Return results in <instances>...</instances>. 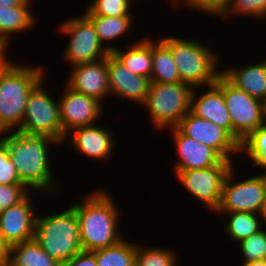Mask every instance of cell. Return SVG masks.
Masks as SVG:
<instances>
[{"mask_svg":"<svg viewBox=\"0 0 266 266\" xmlns=\"http://www.w3.org/2000/svg\"><path fill=\"white\" fill-rule=\"evenodd\" d=\"M0 138L7 144L9 158L21 182L30 190L39 194L42 191L41 194L50 196L65 187L53 176L49 157L50 147H62L60 142L49 136L28 135L19 131L1 133Z\"/></svg>","mask_w":266,"mask_h":266,"instance_id":"1","label":"cell"},{"mask_svg":"<svg viewBox=\"0 0 266 266\" xmlns=\"http://www.w3.org/2000/svg\"><path fill=\"white\" fill-rule=\"evenodd\" d=\"M81 199L71 205L79 222L82 251L114 246L126 237L118 229L122 211L110 192L93 189Z\"/></svg>","mask_w":266,"mask_h":266,"instance_id":"2","label":"cell"},{"mask_svg":"<svg viewBox=\"0 0 266 266\" xmlns=\"http://www.w3.org/2000/svg\"><path fill=\"white\" fill-rule=\"evenodd\" d=\"M45 69L9 61L0 71V134L21 127L30 92L46 77Z\"/></svg>","mask_w":266,"mask_h":266,"instance_id":"3","label":"cell"},{"mask_svg":"<svg viewBox=\"0 0 266 266\" xmlns=\"http://www.w3.org/2000/svg\"><path fill=\"white\" fill-rule=\"evenodd\" d=\"M159 39L171 50L182 82L193 88L207 87L215 84L222 74V70H219L222 69V56L214 48L208 47V44L173 35H165Z\"/></svg>","mask_w":266,"mask_h":266,"instance_id":"4","label":"cell"},{"mask_svg":"<svg viewBox=\"0 0 266 266\" xmlns=\"http://www.w3.org/2000/svg\"><path fill=\"white\" fill-rule=\"evenodd\" d=\"M34 239L60 264L81 252L79 222L72 205L56 214L37 213Z\"/></svg>","mask_w":266,"mask_h":266,"instance_id":"5","label":"cell"},{"mask_svg":"<svg viewBox=\"0 0 266 266\" xmlns=\"http://www.w3.org/2000/svg\"><path fill=\"white\" fill-rule=\"evenodd\" d=\"M193 87L184 82H151L144 107L157 131L175 127L190 111ZM146 107V108H145Z\"/></svg>","mask_w":266,"mask_h":266,"instance_id":"6","label":"cell"},{"mask_svg":"<svg viewBox=\"0 0 266 266\" xmlns=\"http://www.w3.org/2000/svg\"><path fill=\"white\" fill-rule=\"evenodd\" d=\"M46 79L43 78L31 90L21 127L17 131L28 135L49 136L64 147L66 135L60 120L59 103L56 97H52L46 91L48 89L44 88Z\"/></svg>","mask_w":266,"mask_h":266,"instance_id":"7","label":"cell"},{"mask_svg":"<svg viewBox=\"0 0 266 266\" xmlns=\"http://www.w3.org/2000/svg\"><path fill=\"white\" fill-rule=\"evenodd\" d=\"M223 92L232 124V137L241 144L266 123L264 102L234 86L223 74L215 83Z\"/></svg>","mask_w":266,"mask_h":266,"instance_id":"8","label":"cell"},{"mask_svg":"<svg viewBox=\"0 0 266 266\" xmlns=\"http://www.w3.org/2000/svg\"><path fill=\"white\" fill-rule=\"evenodd\" d=\"M65 20L58 26L59 32L69 37L62 50L63 61L73 66L98 61L110 54L100 42L92 22L84 14Z\"/></svg>","mask_w":266,"mask_h":266,"instance_id":"9","label":"cell"},{"mask_svg":"<svg viewBox=\"0 0 266 266\" xmlns=\"http://www.w3.org/2000/svg\"><path fill=\"white\" fill-rule=\"evenodd\" d=\"M233 165L232 161L223 159L219 164L208 168L172 172L193 199L215 213L221 202L225 177Z\"/></svg>","mask_w":266,"mask_h":266,"instance_id":"10","label":"cell"},{"mask_svg":"<svg viewBox=\"0 0 266 266\" xmlns=\"http://www.w3.org/2000/svg\"><path fill=\"white\" fill-rule=\"evenodd\" d=\"M235 166L236 164L233 165L225 177L221 202L216 212L263 214L264 186L262 176L258 173L250 178L238 180Z\"/></svg>","mask_w":266,"mask_h":266,"instance_id":"11","label":"cell"},{"mask_svg":"<svg viewBox=\"0 0 266 266\" xmlns=\"http://www.w3.org/2000/svg\"><path fill=\"white\" fill-rule=\"evenodd\" d=\"M183 135L214 149L224 160L240 156V144L222 127L189 111L175 126ZM239 153V154H238Z\"/></svg>","mask_w":266,"mask_h":266,"instance_id":"12","label":"cell"},{"mask_svg":"<svg viewBox=\"0 0 266 266\" xmlns=\"http://www.w3.org/2000/svg\"><path fill=\"white\" fill-rule=\"evenodd\" d=\"M63 89V94L60 95L58 103L60 120L65 135L78 127L99 124L97 120L104 112V105L100 101L76 92L67 85Z\"/></svg>","mask_w":266,"mask_h":266,"instance_id":"13","label":"cell"},{"mask_svg":"<svg viewBox=\"0 0 266 266\" xmlns=\"http://www.w3.org/2000/svg\"><path fill=\"white\" fill-rule=\"evenodd\" d=\"M31 193L0 214V231L8 247L34 239L37 213Z\"/></svg>","mask_w":266,"mask_h":266,"instance_id":"14","label":"cell"},{"mask_svg":"<svg viewBox=\"0 0 266 266\" xmlns=\"http://www.w3.org/2000/svg\"><path fill=\"white\" fill-rule=\"evenodd\" d=\"M69 68L71 69L68 70L70 75L65 85L104 104V100L110 96L107 57L94 62L69 66Z\"/></svg>","mask_w":266,"mask_h":266,"instance_id":"15","label":"cell"},{"mask_svg":"<svg viewBox=\"0 0 266 266\" xmlns=\"http://www.w3.org/2000/svg\"><path fill=\"white\" fill-rule=\"evenodd\" d=\"M115 133L102 125L93 124L90 126L78 127L66 135L64 143L70 141V146L83 154L84 157L96 161L112 159L113 151L116 149Z\"/></svg>","mask_w":266,"mask_h":266,"instance_id":"16","label":"cell"},{"mask_svg":"<svg viewBox=\"0 0 266 266\" xmlns=\"http://www.w3.org/2000/svg\"><path fill=\"white\" fill-rule=\"evenodd\" d=\"M107 71L110 96L123 98L140 107L144 104L150 89V78L129 71L112 53L107 56Z\"/></svg>","mask_w":266,"mask_h":266,"instance_id":"17","label":"cell"},{"mask_svg":"<svg viewBox=\"0 0 266 266\" xmlns=\"http://www.w3.org/2000/svg\"><path fill=\"white\" fill-rule=\"evenodd\" d=\"M170 129V130H169ZM174 140L177 162L171 163L172 171L204 169L219 164L223 158L211 147L183 135L176 127L168 128Z\"/></svg>","mask_w":266,"mask_h":266,"instance_id":"18","label":"cell"},{"mask_svg":"<svg viewBox=\"0 0 266 266\" xmlns=\"http://www.w3.org/2000/svg\"><path fill=\"white\" fill-rule=\"evenodd\" d=\"M202 88L204 90L205 87L193 88L190 111L222 127L232 136V124L222 90L216 84L207 86V91L203 93L198 91Z\"/></svg>","mask_w":266,"mask_h":266,"instance_id":"19","label":"cell"},{"mask_svg":"<svg viewBox=\"0 0 266 266\" xmlns=\"http://www.w3.org/2000/svg\"><path fill=\"white\" fill-rule=\"evenodd\" d=\"M222 74L250 96L266 101V59L239 67L229 65Z\"/></svg>","mask_w":266,"mask_h":266,"instance_id":"20","label":"cell"},{"mask_svg":"<svg viewBox=\"0 0 266 266\" xmlns=\"http://www.w3.org/2000/svg\"><path fill=\"white\" fill-rule=\"evenodd\" d=\"M122 51L119 46L112 54L134 74L151 77L152 73V38L144 37L139 41H132Z\"/></svg>","mask_w":266,"mask_h":266,"instance_id":"21","label":"cell"},{"mask_svg":"<svg viewBox=\"0 0 266 266\" xmlns=\"http://www.w3.org/2000/svg\"><path fill=\"white\" fill-rule=\"evenodd\" d=\"M31 9V6L0 7V43L10 46L14 35L36 26L38 18Z\"/></svg>","mask_w":266,"mask_h":266,"instance_id":"22","label":"cell"},{"mask_svg":"<svg viewBox=\"0 0 266 266\" xmlns=\"http://www.w3.org/2000/svg\"><path fill=\"white\" fill-rule=\"evenodd\" d=\"M91 22L98 35V38L102 45L112 53L116 47L112 41L115 42L125 34L128 35L131 28L134 25V14H128L127 16L109 17L99 15H85ZM133 24V25H132ZM132 26V27H131Z\"/></svg>","mask_w":266,"mask_h":266,"instance_id":"23","label":"cell"},{"mask_svg":"<svg viewBox=\"0 0 266 266\" xmlns=\"http://www.w3.org/2000/svg\"><path fill=\"white\" fill-rule=\"evenodd\" d=\"M220 216L226 215L224 229L229 240L239 243L241 240L250 237L266 225L263 214L252 212H215ZM228 217V218H227Z\"/></svg>","mask_w":266,"mask_h":266,"instance_id":"24","label":"cell"},{"mask_svg":"<svg viewBox=\"0 0 266 266\" xmlns=\"http://www.w3.org/2000/svg\"><path fill=\"white\" fill-rule=\"evenodd\" d=\"M4 266H61V264L50 257L35 239H31L9 247Z\"/></svg>","mask_w":266,"mask_h":266,"instance_id":"25","label":"cell"},{"mask_svg":"<svg viewBox=\"0 0 266 266\" xmlns=\"http://www.w3.org/2000/svg\"><path fill=\"white\" fill-rule=\"evenodd\" d=\"M154 83H179L176 63L173 61L171 50L159 39H152V73L150 77Z\"/></svg>","mask_w":266,"mask_h":266,"instance_id":"26","label":"cell"},{"mask_svg":"<svg viewBox=\"0 0 266 266\" xmlns=\"http://www.w3.org/2000/svg\"><path fill=\"white\" fill-rule=\"evenodd\" d=\"M137 241L124 238L114 246L91 251L98 266H135Z\"/></svg>","mask_w":266,"mask_h":266,"instance_id":"27","label":"cell"},{"mask_svg":"<svg viewBox=\"0 0 266 266\" xmlns=\"http://www.w3.org/2000/svg\"><path fill=\"white\" fill-rule=\"evenodd\" d=\"M240 157H249L251 164L262 169L260 172L266 171V123L254 130L240 144Z\"/></svg>","mask_w":266,"mask_h":266,"instance_id":"28","label":"cell"},{"mask_svg":"<svg viewBox=\"0 0 266 266\" xmlns=\"http://www.w3.org/2000/svg\"><path fill=\"white\" fill-rule=\"evenodd\" d=\"M140 245L137 243L135 266H178L179 254L174 248Z\"/></svg>","mask_w":266,"mask_h":266,"instance_id":"29","label":"cell"},{"mask_svg":"<svg viewBox=\"0 0 266 266\" xmlns=\"http://www.w3.org/2000/svg\"><path fill=\"white\" fill-rule=\"evenodd\" d=\"M233 16L266 21V0H228L216 18L223 20Z\"/></svg>","mask_w":266,"mask_h":266,"instance_id":"30","label":"cell"},{"mask_svg":"<svg viewBox=\"0 0 266 266\" xmlns=\"http://www.w3.org/2000/svg\"><path fill=\"white\" fill-rule=\"evenodd\" d=\"M132 3L134 0H90L83 14L109 17L127 16L133 13L132 6L135 4Z\"/></svg>","mask_w":266,"mask_h":266,"instance_id":"31","label":"cell"},{"mask_svg":"<svg viewBox=\"0 0 266 266\" xmlns=\"http://www.w3.org/2000/svg\"><path fill=\"white\" fill-rule=\"evenodd\" d=\"M266 228V227H265ZM264 227L248 238L241 240L239 250L243 263L266 260V229Z\"/></svg>","mask_w":266,"mask_h":266,"instance_id":"32","label":"cell"},{"mask_svg":"<svg viewBox=\"0 0 266 266\" xmlns=\"http://www.w3.org/2000/svg\"><path fill=\"white\" fill-rule=\"evenodd\" d=\"M23 184L17 174L16 167L9 158L7 144L0 138V185Z\"/></svg>","mask_w":266,"mask_h":266,"instance_id":"33","label":"cell"},{"mask_svg":"<svg viewBox=\"0 0 266 266\" xmlns=\"http://www.w3.org/2000/svg\"><path fill=\"white\" fill-rule=\"evenodd\" d=\"M228 0H178L175 9L180 10V7L188 8V10H192L199 13H204L206 15L211 14V16H217L220 11L225 7Z\"/></svg>","mask_w":266,"mask_h":266,"instance_id":"34","label":"cell"},{"mask_svg":"<svg viewBox=\"0 0 266 266\" xmlns=\"http://www.w3.org/2000/svg\"><path fill=\"white\" fill-rule=\"evenodd\" d=\"M31 190L25 185H0V206L3 209L9 208L15 204H18L24 200L30 193Z\"/></svg>","mask_w":266,"mask_h":266,"instance_id":"35","label":"cell"},{"mask_svg":"<svg viewBox=\"0 0 266 266\" xmlns=\"http://www.w3.org/2000/svg\"><path fill=\"white\" fill-rule=\"evenodd\" d=\"M61 266H98V264L91 251H81Z\"/></svg>","mask_w":266,"mask_h":266,"instance_id":"36","label":"cell"},{"mask_svg":"<svg viewBox=\"0 0 266 266\" xmlns=\"http://www.w3.org/2000/svg\"><path fill=\"white\" fill-rule=\"evenodd\" d=\"M35 1V0H34ZM33 0H0V7L33 6Z\"/></svg>","mask_w":266,"mask_h":266,"instance_id":"37","label":"cell"},{"mask_svg":"<svg viewBox=\"0 0 266 266\" xmlns=\"http://www.w3.org/2000/svg\"><path fill=\"white\" fill-rule=\"evenodd\" d=\"M8 48H9V46H7L6 44L0 43V71L10 61V58H7L8 57V54L7 53H9L7 50H10Z\"/></svg>","mask_w":266,"mask_h":266,"instance_id":"38","label":"cell"},{"mask_svg":"<svg viewBox=\"0 0 266 266\" xmlns=\"http://www.w3.org/2000/svg\"><path fill=\"white\" fill-rule=\"evenodd\" d=\"M8 254H9V247L4 242L0 231V263L5 264Z\"/></svg>","mask_w":266,"mask_h":266,"instance_id":"39","label":"cell"},{"mask_svg":"<svg viewBox=\"0 0 266 266\" xmlns=\"http://www.w3.org/2000/svg\"><path fill=\"white\" fill-rule=\"evenodd\" d=\"M258 173L262 176L263 179V186H264V207H263V215L266 219V171L262 173L258 171Z\"/></svg>","mask_w":266,"mask_h":266,"instance_id":"40","label":"cell"},{"mask_svg":"<svg viewBox=\"0 0 266 266\" xmlns=\"http://www.w3.org/2000/svg\"><path fill=\"white\" fill-rule=\"evenodd\" d=\"M240 266H266V260H256L247 263H241Z\"/></svg>","mask_w":266,"mask_h":266,"instance_id":"41","label":"cell"},{"mask_svg":"<svg viewBox=\"0 0 266 266\" xmlns=\"http://www.w3.org/2000/svg\"><path fill=\"white\" fill-rule=\"evenodd\" d=\"M135 2H137V0H134ZM177 1L178 0H169V2H170V5H169V7L171 8H174L173 10L175 11V8H176V5H177Z\"/></svg>","mask_w":266,"mask_h":266,"instance_id":"42","label":"cell"},{"mask_svg":"<svg viewBox=\"0 0 266 266\" xmlns=\"http://www.w3.org/2000/svg\"><path fill=\"white\" fill-rule=\"evenodd\" d=\"M264 108H265V117H266V101L264 102Z\"/></svg>","mask_w":266,"mask_h":266,"instance_id":"43","label":"cell"},{"mask_svg":"<svg viewBox=\"0 0 266 266\" xmlns=\"http://www.w3.org/2000/svg\"><path fill=\"white\" fill-rule=\"evenodd\" d=\"M3 208H2V206H0V214L3 212Z\"/></svg>","mask_w":266,"mask_h":266,"instance_id":"44","label":"cell"}]
</instances>
